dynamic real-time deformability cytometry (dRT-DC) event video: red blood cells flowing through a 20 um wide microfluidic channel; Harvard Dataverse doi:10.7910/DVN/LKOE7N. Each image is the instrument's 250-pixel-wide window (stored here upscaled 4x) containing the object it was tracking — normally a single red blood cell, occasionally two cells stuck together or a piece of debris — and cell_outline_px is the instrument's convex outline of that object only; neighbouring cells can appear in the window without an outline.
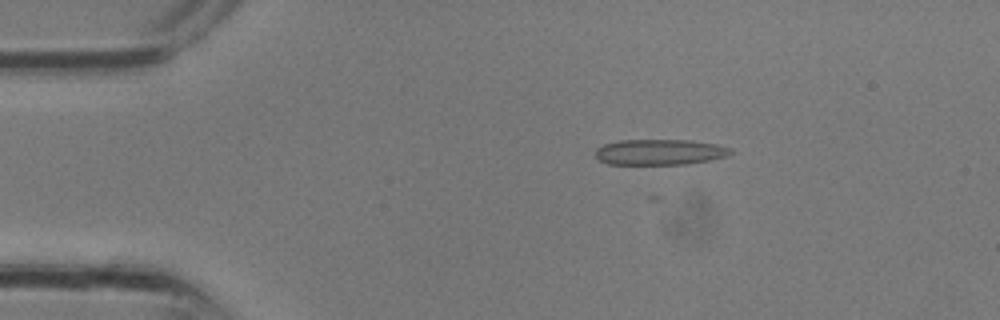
{"species": "common noctule bat (a hibernating species)", "species_latin": "Nyctalus noctula", "temperature_condition": "room temperature", "stored_images_in_passage": 23, "camera_frame_rate_fps": 3000, "um_per_image_px": 0.085, "animal": {"sex": "male", "body_mass_g": 13.3}, "frame": {"image": 1, "passage_image": 4, "time_ms": 1.0, "image_size_px": [1000, 320], "cell_outline_px": [[736, 152], [728, 156], [712, 160], [688, 164], [608, 164], [600, 160], [596, 156], [596, 148], [604, 144], [616, 140], [692, 140], [716, 144], [732, 148]], "centroid_in_image_um": [56.14, 12.92], "position_along_channel_um": 28.9, "area_um2": 20.52}}
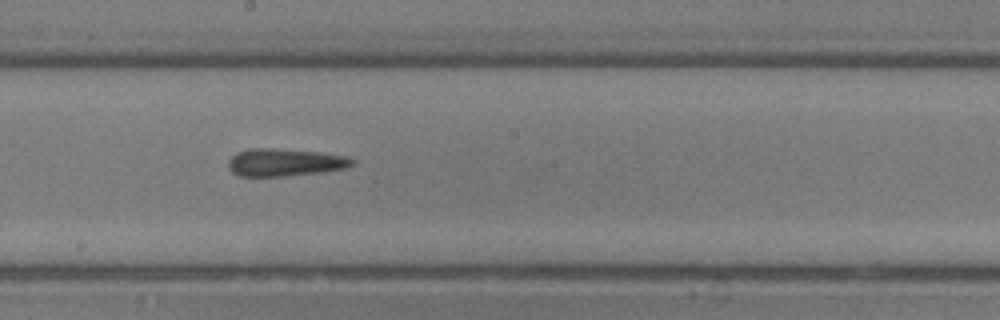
{"frame": {"image": 2, "passage_image": 15, "time_ms": 4.667, "image_size_px": [1000, 320], "cell_outline_px": [[356, 164], [348, 168], [320, 172], [284, 176], [240, 176], [232, 172], [228, 168], [228, 160], [236, 152], [248, 148], [272, 148], [316, 152], [348, 156], [356, 160]], "centroid_in_image_um": [24.23, 13.8], "position_along_channel_um": 224.0, "area_um2": 20.06}}
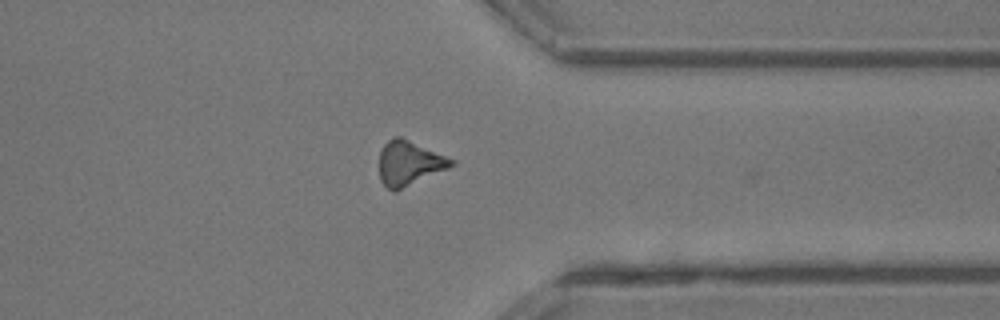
{"frame": {"image": 3, "passage_image": 22, "time_ms": 7.0, "image_size_px": [1000, 320], "cell_outline_px": [[456, 164], [448, 168], [396, 192], [392, 192], [380, 180], [380, 148], [392, 136], [400, 136], [456, 160]], "centroid_in_image_um": [34.78, 13.87], "position_along_channel_um": 376.6, "area_um2": 18.84}}